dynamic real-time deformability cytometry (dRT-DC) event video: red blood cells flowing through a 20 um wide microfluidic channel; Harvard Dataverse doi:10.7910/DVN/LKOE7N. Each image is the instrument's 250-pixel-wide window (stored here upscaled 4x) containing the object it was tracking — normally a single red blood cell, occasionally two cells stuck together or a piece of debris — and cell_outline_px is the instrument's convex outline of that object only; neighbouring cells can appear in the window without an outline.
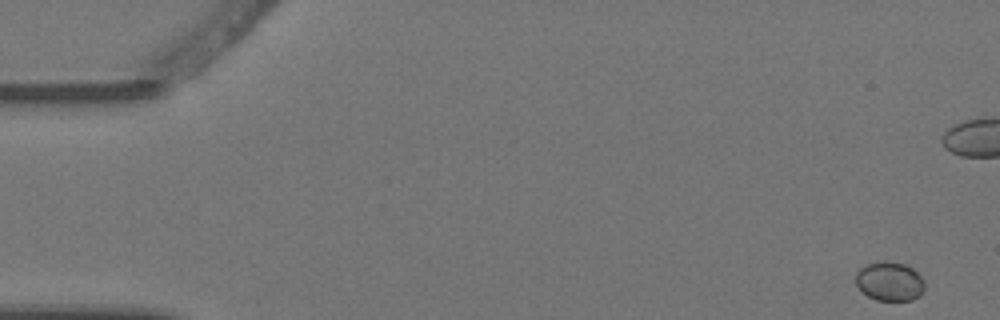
{"species": "Egyptian fruit bat (a non-hibernating species)", "species_latin": "Rousettus aegyptiacus", "temperature_condition": "warm", "stored_images_in_passage": 6, "camera_frame_rate_fps": 3000, "um_per_image_px": 0.085, "animal": {"sex": "female"}, "frame": {"image": 1, "passage_image": 1, "time_ms": 0.0, "image_size_px": [1000, 320], "cell_outline_px": [[924, 288], [920, 296], [912, 300], [876, 300], [868, 296], [856, 284], [856, 272], [860, 268], [868, 264], [884, 260], [904, 264], [912, 268], [924, 280]], "centroid_in_image_um": [75.63, 23.91], "position_along_channel_um": 9.4, "area_um2": 15.61}}
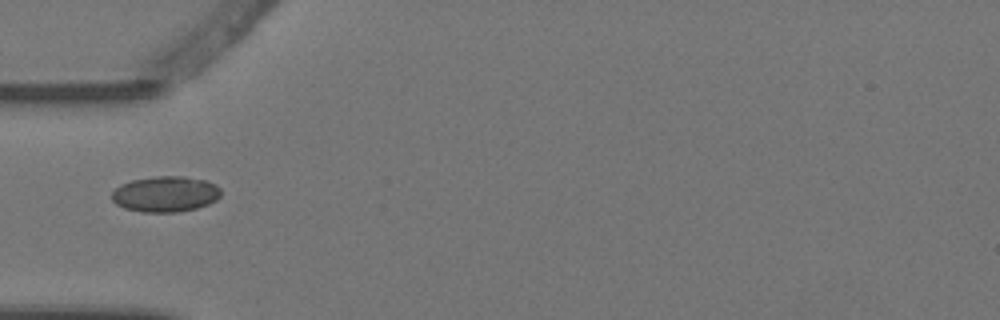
{"frame": {"image": 2, "passage_image": 6, "time_ms": 1.667, "image_size_px": [1000, 320], "cell_outline_px": [[220, 196], [216, 200], [208, 204], [196, 208], [176, 212], [140, 212], [124, 208], [116, 204], [112, 200], [112, 192], [120, 184], [132, 180], [156, 176], [184, 176], [204, 180], [216, 184], [220, 188]], "centroid_in_image_um": [14.05, 16.49], "position_along_channel_um": 71.0, "area_um2": 22.77}}